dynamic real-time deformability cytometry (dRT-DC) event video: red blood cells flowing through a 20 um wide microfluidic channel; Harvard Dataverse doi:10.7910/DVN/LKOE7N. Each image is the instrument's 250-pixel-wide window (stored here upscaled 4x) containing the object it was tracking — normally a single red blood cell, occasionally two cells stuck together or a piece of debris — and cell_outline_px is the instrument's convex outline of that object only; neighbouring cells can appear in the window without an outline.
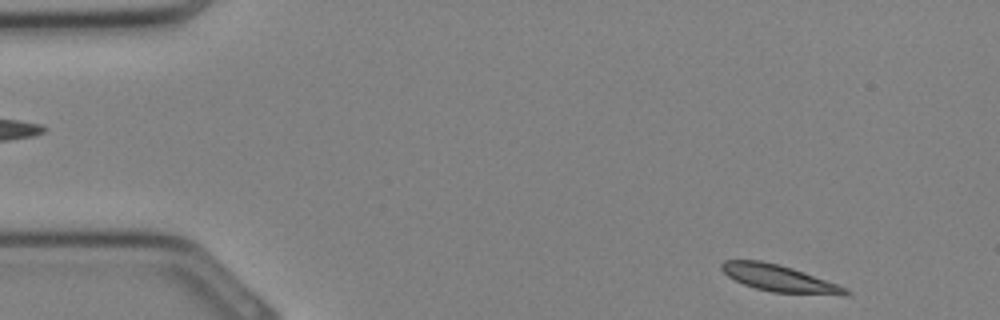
{"species": "Egyptian fruit bat (a non-hibernating species)", "species_latin": "Rousettus aegyptiacus", "temperature_condition": "cold", "stored_images_in_passage": 31, "camera_frame_rate_fps": 3000, "um_per_image_px": 0.085, "animal": {"sex": "female"}, "frame": {"image": 1, "passage_image": 1, "time_ms": 0.0, "image_size_px": [1000, 320], "cell_outline_px": [[852, 292], [848, 296], [844, 296], [772, 292], [756, 288], [744, 284], [728, 276], [720, 268], [720, 264], [724, 260], [760, 260], [780, 264], [804, 272], [848, 288]], "centroid_in_image_um": [66.29, 23.67], "position_along_channel_um": 18.7, "area_um2": 19.48}}
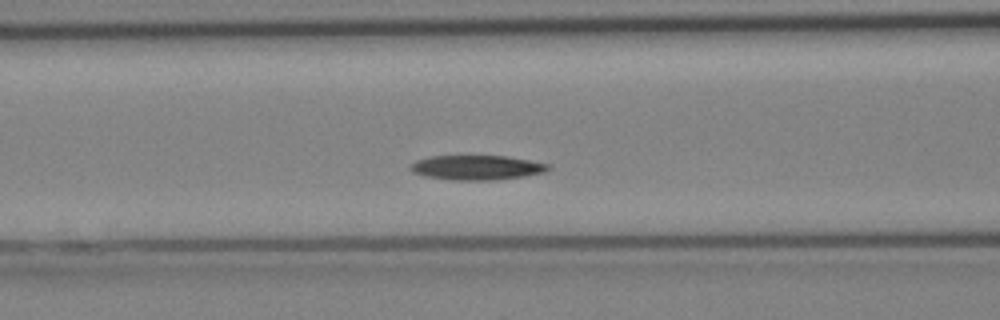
{"frame": {"image": 2, "passage_image": 11, "time_ms": 3.333, "image_size_px": [1000, 320], "cell_outline_px": [[552, 168], [544, 172], [524, 176], [496, 180], [452, 180], [424, 176], [412, 172], [408, 168], [416, 160], [432, 156], [508, 156], [552, 164]], "centroid_in_image_um": [40.56, 14.24], "position_along_channel_um": 126.0, "area_um2": 19.94}}
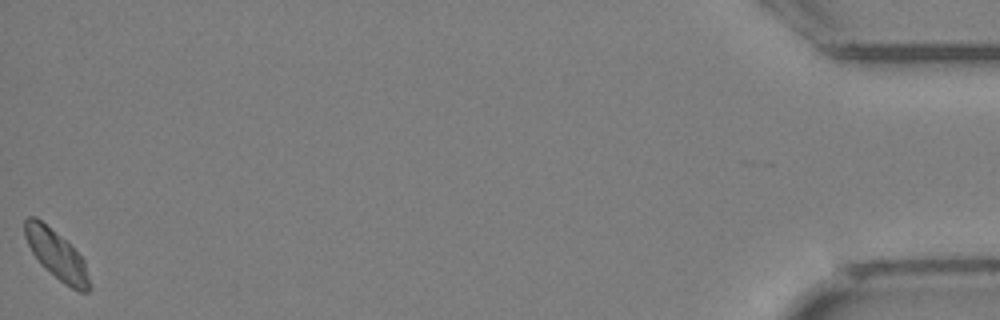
{"frame": {"image": 3, "passage_image": 31, "time_ms": 10.0, "image_size_px": [1000, 320], "cell_outline_px": [[92, 288], [88, 292], [80, 292], [64, 284], [40, 264], [32, 252], [24, 236], [24, 220], [28, 216], [36, 216], [64, 240], [84, 260], [92, 284]], "centroid_in_image_um": [4.81, 21.69], "position_along_channel_um": 430.4, "area_um2": 18.32}}